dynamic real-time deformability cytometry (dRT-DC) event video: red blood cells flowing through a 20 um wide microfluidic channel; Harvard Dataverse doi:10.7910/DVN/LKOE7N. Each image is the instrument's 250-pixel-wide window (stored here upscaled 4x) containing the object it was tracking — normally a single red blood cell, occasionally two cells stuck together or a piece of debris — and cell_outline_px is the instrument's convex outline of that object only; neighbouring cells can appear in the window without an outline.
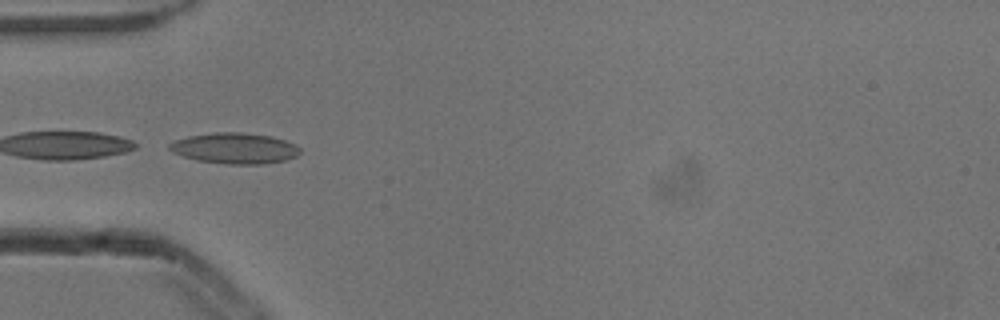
{"species": "common noctule bat (a hibernating species)", "species_latin": "Nyctalus noctula", "temperature_condition": "cold", "stored_images_in_passage": 7, "camera_frame_rate_fps": 3000, "um_per_image_px": 0.085, "animal": {"sex": "male", "body_mass_g": 13.3}, "frame": {"image": 1, "passage_image": 5, "time_ms": 1.333, "image_size_px": [1000, 320], "cell_outline_px": [[300, 152], [296, 156], [284, 160], [264, 164], [228, 164], [196, 160], [172, 152], [168, 148], [168, 144], [176, 140], [188, 136], [216, 132], [244, 132], [272, 136], [296, 144], [300, 148]], "centroid_in_image_um": [19.96, 12.59], "position_along_channel_um": 65.0, "area_um2": 23.47}}
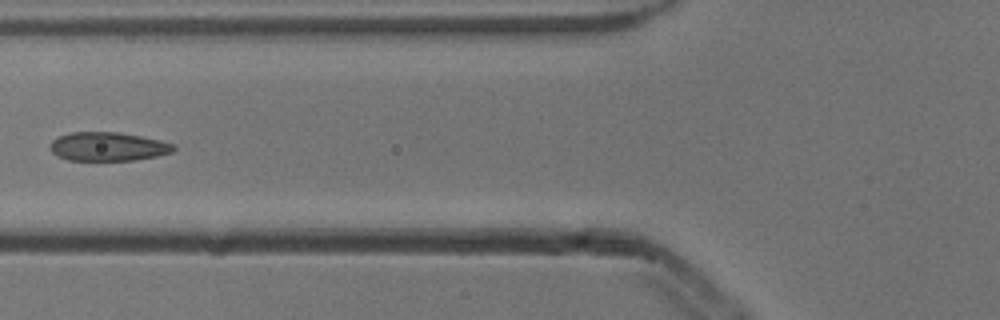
{"frame": {"image": 2, "passage_image": 6, "time_ms": 1.667, "image_size_px": [1000, 320], "cell_outline_px": [[176, 148], [172, 152], [156, 156], [132, 160], [68, 160], [52, 152], [52, 140], [60, 136], [72, 132], [116, 132], [140, 136], [160, 140], [176, 144]], "centroid_in_image_um": [9.23, 12.45], "position_along_channel_um": 116.6, "area_um2": 20.4}}
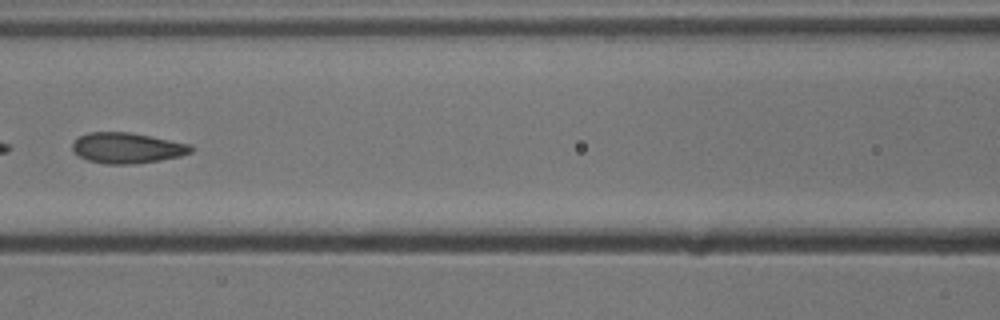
{"frame": {"image": 3, "passage_image": 7, "time_ms": 2.0, "image_size_px": [1000, 320], "cell_outline_px": [[192, 152], [180, 156], [160, 160], [136, 164], [104, 164], [88, 160], [80, 156], [72, 148], [72, 144], [80, 136], [88, 132], [128, 132], [192, 144]], "centroid_in_image_um": [10.82, 12.58], "position_along_channel_um": 155.8, "area_um2": 21.04}}